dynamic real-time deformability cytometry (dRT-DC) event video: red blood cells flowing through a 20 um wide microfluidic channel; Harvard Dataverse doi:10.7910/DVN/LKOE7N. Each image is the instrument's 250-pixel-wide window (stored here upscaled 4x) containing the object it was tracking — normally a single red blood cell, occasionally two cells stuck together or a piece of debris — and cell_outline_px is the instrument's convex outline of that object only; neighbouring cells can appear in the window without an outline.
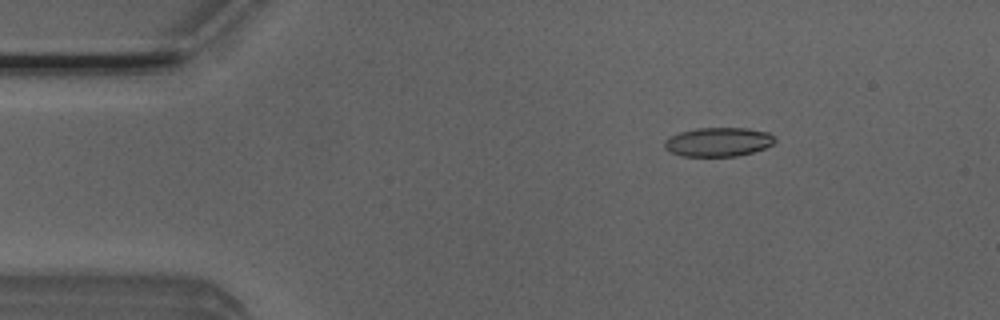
{"species": "Egyptian fruit bat (a non-hibernating species)", "species_latin": "Rousettus aegyptiacus", "temperature_condition": "room temperature", "stored_images_in_passage": 4, "camera_frame_rate_fps": 3000, "um_per_image_px": 0.085, "animal": {"sex": "male"}, "frame": {"image": 1, "passage_image": 2, "time_ms": 0.333, "image_size_px": [1000, 320], "cell_outline_px": [[776, 140], [772, 144], [764, 148], [752, 152], [736, 156], [680, 156], [664, 148], [664, 140], [680, 132], [696, 128], [748, 128], [768, 132]], "centroid_in_image_um": [61.04, 12.06], "position_along_channel_um": 24.0, "area_um2": 18.55}}